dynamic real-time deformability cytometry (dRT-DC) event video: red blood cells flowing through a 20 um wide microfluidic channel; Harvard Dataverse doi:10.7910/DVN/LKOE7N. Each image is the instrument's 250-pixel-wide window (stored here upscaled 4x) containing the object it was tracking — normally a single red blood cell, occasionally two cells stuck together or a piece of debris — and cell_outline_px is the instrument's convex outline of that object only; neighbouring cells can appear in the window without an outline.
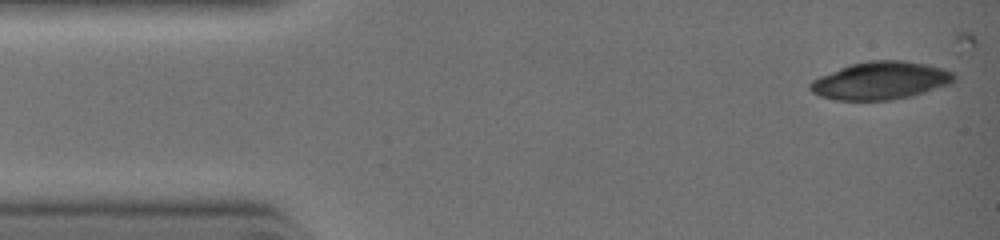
{"species": "common noctule bat (a hibernating species)", "species_latin": "Nyctalus noctula", "temperature_condition": "warm", "stored_images_in_passage": 8, "camera_frame_rate_fps": 3000, "um_per_image_px": 0.085, "animal": {"sex": "female", "body_mass_g": 19.0, "forearm_length_mm": 51.5}, "frame": {"image": 1, "passage_image": 1, "time_ms": 0.0, "image_size_px": [1000, 240], "cell_outline_px": [[956, 80], [952, 84], [912, 96], [892, 100], [832, 100], [820, 96], [812, 92], [808, 88], [808, 84], [812, 80], [820, 76], [848, 64], [868, 60], [904, 60], [944, 68], [952, 72], [956, 76]], "centroid_in_image_um": [74.85, 6.85], "position_along_channel_um": 10.1, "area_um2": 32.14}}
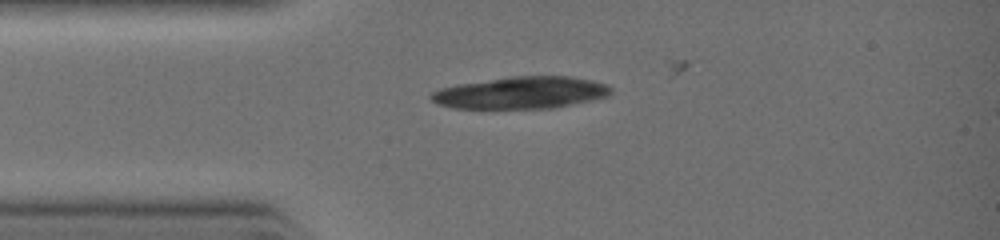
{"frame": {"image": 2, "passage_image": 5, "time_ms": 2.0, "image_size_px": [1000, 240], "cell_outline_px": [[612, 92], [608, 96], [592, 100], [552, 108], [452, 108], [436, 104], [428, 96], [432, 92], [440, 88], [460, 84], [512, 76], [572, 76], [592, 80], [608, 84], [612, 88]], "centroid_in_image_um": [44.31, 7.88], "position_along_channel_um": 40.7, "area_um2": 33.58}}